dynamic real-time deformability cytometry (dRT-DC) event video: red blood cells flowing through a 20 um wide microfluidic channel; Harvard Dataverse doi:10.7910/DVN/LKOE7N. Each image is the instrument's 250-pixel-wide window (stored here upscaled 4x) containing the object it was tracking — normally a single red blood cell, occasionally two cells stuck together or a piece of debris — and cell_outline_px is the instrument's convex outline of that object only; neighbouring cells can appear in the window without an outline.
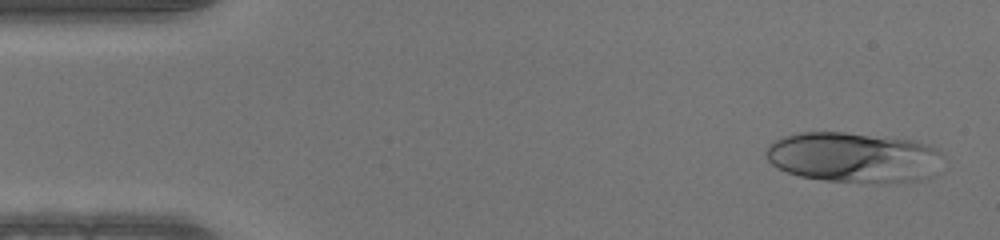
{"species": "human", "species_latin": "Homo sapiens", "temperature_condition": "warm", "stored_images_in_passage": 48, "camera_frame_rate_fps": 3000, "um_per_image_px": 0.085, "donor": {"sex": "male"}, "frame": {"image": 1, "passage_image": 2, "time_ms": 0.333, "image_size_px": [1000, 240], "cell_outline_px": [[940, 152], [916, 180], [884, 184], [876, 184], [824, 180], [800, 176], [788, 172], [772, 164], [768, 160], [764, 152], [776, 140], [784, 136], [800, 132], [844, 132], [912, 140], [936, 148]], "centroid_in_image_um": [72.35, 13.36], "position_along_channel_um": 12.7, "area_um2": 50.23}}
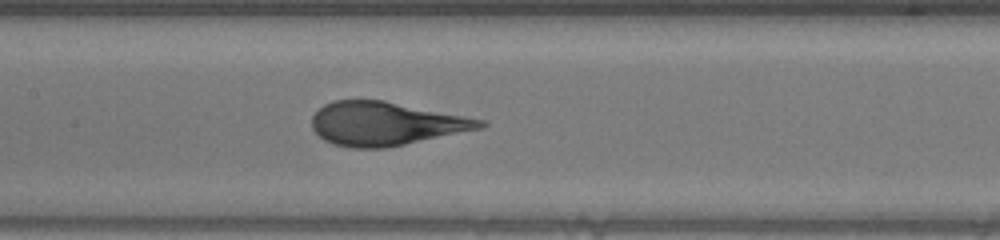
{"frame": {"image": 2, "passage_image": 22, "time_ms": 7.0, "image_size_px": [1000, 240], "cell_outline_px": [[488, 124], [484, 128], [384, 148], [352, 148], [336, 144], [324, 140], [312, 128], [312, 116], [324, 104], [332, 100], [384, 100], [484, 120]], "centroid_in_image_um": [32.78, 10.5], "position_along_channel_um": 174.6, "area_um2": 42.37}}
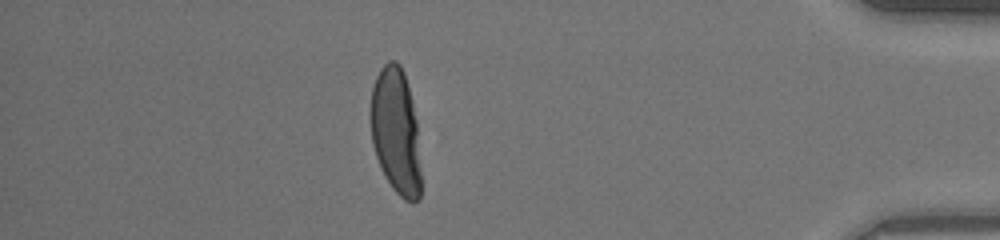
{"frame": {"image": 3, "passage_image": 42, "time_ms": 13.667, "image_size_px": [1000, 240], "cell_outline_px": [[420, 200], [412, 204], [404, 200], [392, 188], [384, 176], [380, 168], [372, 144], [368, 112], [372, 88], [376, 76], [380, 68], [388, 60], [396, 60], [400, 64], [404, 72], [412, 100], [416, 120], [420, 172]], "centroid_in_image_um": [33.61, 11.16], "position_along_channel_um": 401.6, "area_um2": 37.74}}